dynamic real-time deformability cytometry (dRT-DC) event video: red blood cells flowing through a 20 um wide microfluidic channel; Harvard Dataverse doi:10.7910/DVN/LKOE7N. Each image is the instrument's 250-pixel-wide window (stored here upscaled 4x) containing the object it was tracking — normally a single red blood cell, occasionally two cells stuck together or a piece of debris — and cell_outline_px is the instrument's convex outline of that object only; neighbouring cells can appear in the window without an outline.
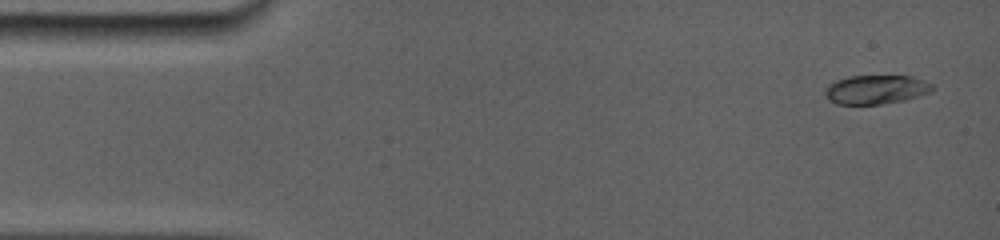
{"species": "common noctule bat (a hibernating species)", "species_latin": "Nyctalus noctula", "temperature_condition": "room temperature", "stored_images_in_passage": 15, "camera_frame_rate_fps": 5000, "um_per_image_px": 0.085, "animal": {"sex": "female", "body_mass_g": 19.0, "forearm_length_mm": 56.7}, "frame": {"image": 1, "passage_image": 1, "time_ms": 0.0, "image_size_px": [1000, 240], "cell_outline_px": [[936, 88], [932, 92], [904, 100], [880, 104], [836, 104], [828, 100], [824, 96], [824, 88], [828, 84], [836, 80], [848, 76], [912, 76], [924, 80], [932, 84]], "centroid_in_image_um": [74.44, 7.61], "position_along_channel_um": 10.6, "area_um2": 18.38}}
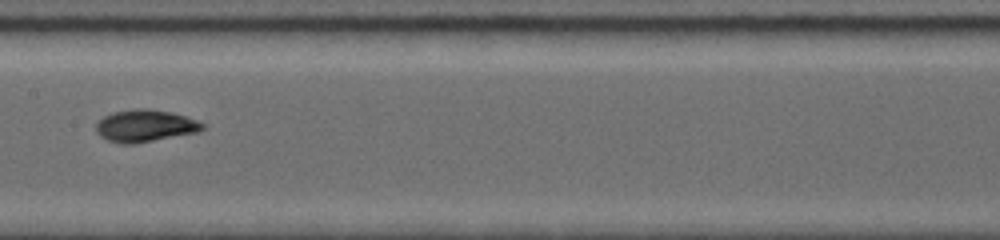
{"frame": {"image": 2, "passage_image": 8, "time_ms": 7.6, "image_size_px": [1000, 240], "cell_outline_px": [[204, 128], [196, 132], [152, 140], [128, 144], [124, 144], [108, 140], [96, 128], [96, 124], [104, 116], [112, 112], [136, 108], [144, 108], [168, 112], [184, 116], [196, 120], [204, 124]], "centroid_in_image_um": [12.33, 10.67], "position_along_channel_um": 195.1, "area_um2": 19.19}}
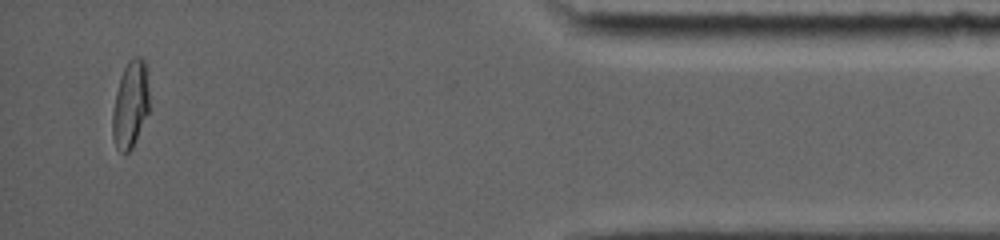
{"frame": {"image": 3, "passage_image": 15, "time_ms": 14.8, "image_size_px": [1000, 240], "cell_outline_px": [[148, 112], [136, 140], [132, 148], [124, 156], [116, 148], [112, 136], [112, 112], [116, 92], [120, 76], [128, 60], [132, 56], [140, 56], [144, 60], [148, 88]], "centroid_in_image_um": [11.05, 8.91], "position_along_channel_um": 424.1, "area_um2": 18.73}, "authors_computed_cell_mechanics": {"area_um2": 18.7272, "velocity_mm_per_s": 3.8544, "shape_relaxation_time_tau1_ms": 7.3222, "shape_relaxation_time_tau2_ms": 0.0222, "deformation_change_tau1": 0.242, "deformation_change_tau2": 0.0309}}